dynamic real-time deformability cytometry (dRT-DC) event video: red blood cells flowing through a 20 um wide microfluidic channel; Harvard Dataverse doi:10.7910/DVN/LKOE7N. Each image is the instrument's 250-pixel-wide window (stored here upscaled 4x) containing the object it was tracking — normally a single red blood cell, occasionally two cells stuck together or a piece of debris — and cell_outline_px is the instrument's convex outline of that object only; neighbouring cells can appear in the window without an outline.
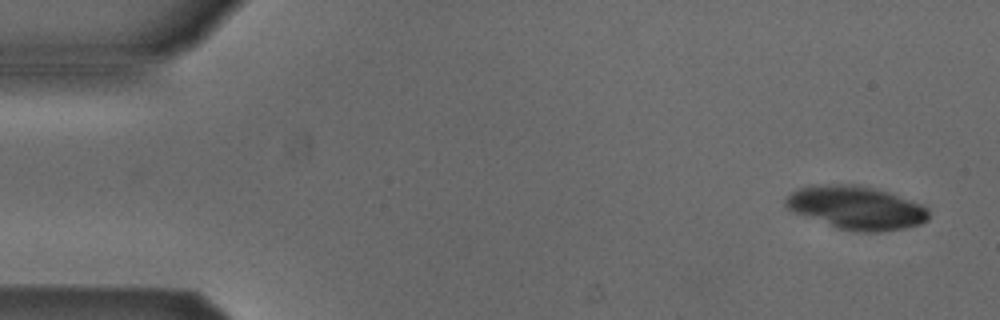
{"species": "Egyptian fruit bat (a non-hibernating species)", "species_latin": "Rousettus aegyptiacus", "temperature_condition": "cold", "stored_images_in_passage": 4, "camera_frame_rate_fps": 3000, "um_per_image_px": 0.085, "animal": {"sex": "male"}, "frame": {"image": 1, "passage_image": 1, "time_ms": 0.0, "image_size_px": [1000, 320], "cell_outline_px": [[928, 220], [920, 224], [904, 228], [880, 232], [856, 232], [836, 228], [792, 212], [784, 204], [784, 200], [792, 192], [800, 188], [828, 184], [856, 184], [888, 192], [920, 204], [928, 208]], "centroid_in_image_um": [72.77, 17.67], "position_along_channel_um": 12.2, "area_um2": 35.95}}